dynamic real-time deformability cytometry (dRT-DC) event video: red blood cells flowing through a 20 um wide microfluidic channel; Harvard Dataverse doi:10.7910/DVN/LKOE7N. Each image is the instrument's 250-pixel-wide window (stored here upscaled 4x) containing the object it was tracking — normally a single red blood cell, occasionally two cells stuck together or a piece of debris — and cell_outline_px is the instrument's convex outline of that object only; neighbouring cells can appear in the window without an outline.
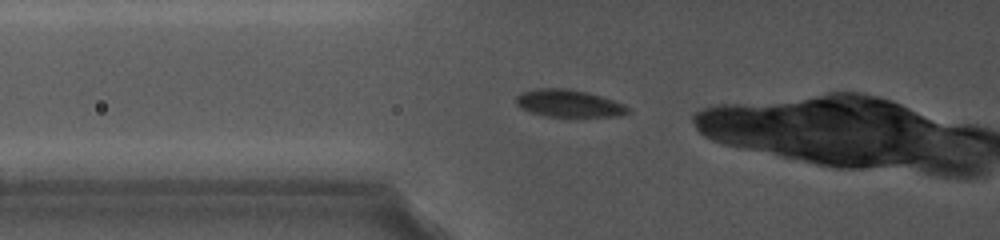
{"species": "common noctule bat (a hibernating species)", "species_latin": "Nyctalus noctula", "temperature_condition": "cold", "stored_images_in_passage": 24, "camera_frame_rate_fps": 5000, "um_per_image_px": 0.085, "animal": {"sex": "female", "body_mass_g": 19.0, "forearm_length_mm": 56.7}, "frame": {"image": 1, "passage_image": 4, "time_ms": 0.6, "image_size_px": [1000, 240], "cell_outline_px": [[632, 112], [620, 116], [544, 116], [520, 108], [516, 104], [516, 96], [524, 92], [536, 88], [568, 88], [588, 92], [624, 104], [632, 108]], "centroid_in_image_um": [48.38, 8.78], "position_along_channel_um": 77.4, "area_um2": 17.86}}